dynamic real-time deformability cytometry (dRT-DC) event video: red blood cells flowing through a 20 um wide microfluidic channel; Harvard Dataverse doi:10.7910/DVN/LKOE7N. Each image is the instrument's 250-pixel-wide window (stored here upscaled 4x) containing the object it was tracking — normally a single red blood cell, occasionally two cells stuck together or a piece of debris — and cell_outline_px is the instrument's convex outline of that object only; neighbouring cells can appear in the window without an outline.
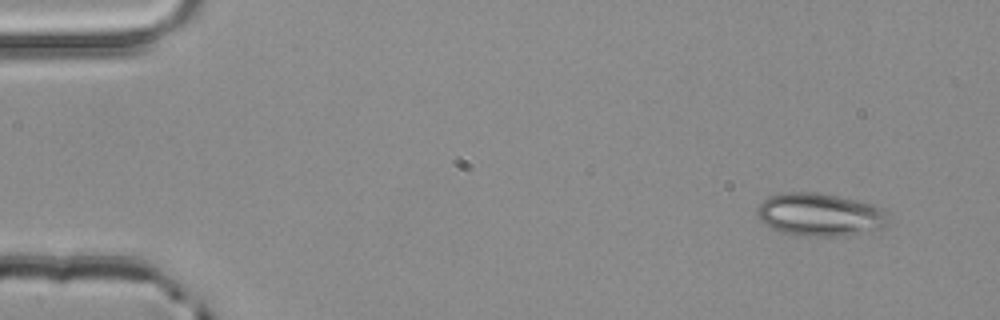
{"species": "common noctule bat (a hibernating species)", "species_latin": "Nyctalus noctula", "temperature_condition": "room temperature", "stored_images_in_passage": 3, "camera_frame_rate_fps": 3000, "um_per_image_px": 0.085, "animal": {"sex": "male", "body_mass_g": 20.4}, "frame": {"image": 1, "passage_image": 1, "time_ms": 0.0, "image_size_px": [1000, 320], "cell_outline_px": [[888, 224], [884, 228], [876, 232], [836, 236], [796, 236], [780, 232], [764, 224], [760, 220], [756, 212], [756, 208], [768, 196], [784, 192], [812, 192], [836, 196], [872, 204], [884, 208]], "centroid_in_image_um": [69.69, 18.27], "position_along_channel_um": 15.3, "area_um2": 33.18}}